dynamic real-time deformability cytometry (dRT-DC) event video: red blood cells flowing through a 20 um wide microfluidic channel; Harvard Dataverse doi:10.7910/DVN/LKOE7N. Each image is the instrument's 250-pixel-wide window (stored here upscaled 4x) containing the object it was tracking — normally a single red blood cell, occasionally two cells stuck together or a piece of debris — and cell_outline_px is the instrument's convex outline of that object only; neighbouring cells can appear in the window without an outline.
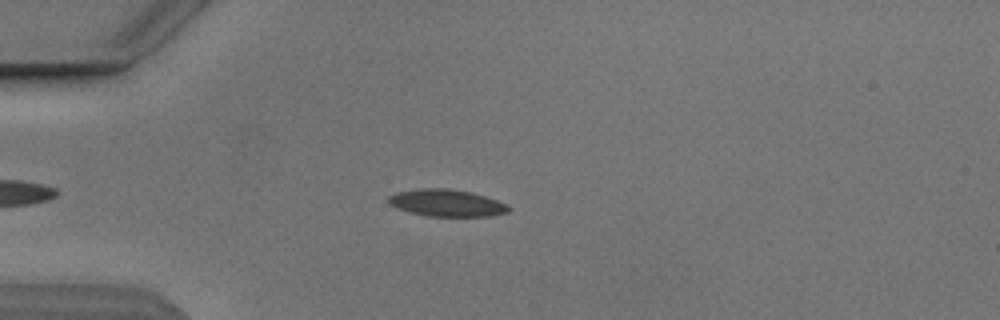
{"species": "Egyptian fruit bat (a non-hibernating species)", "species_latin": "Rousettus aegyptiacus", "temperature_condition": "cold", "stored_images_in_passage": 5, "camera_frame_rate_fps": 3000, "um_per_image_px": 0.085, "animal": {"sex": "male"}, "frame": {"image": 1, "passage_image": 2, "time_ms": 2.333, "image_size_px": [1000, 320], "cell_outline_px": [[512, 208], [508, 212], [492, 216], [428, 216], [408, 212], [396, 208], [388, 204], [388, 196], [396, 192], [420, 188], [444, 188], [472, 192], [508, 204]], "centroid_in_image_um": [37.95, 17.25], "position_along_channel_um": 47.0, "area_um2": 19.07}}
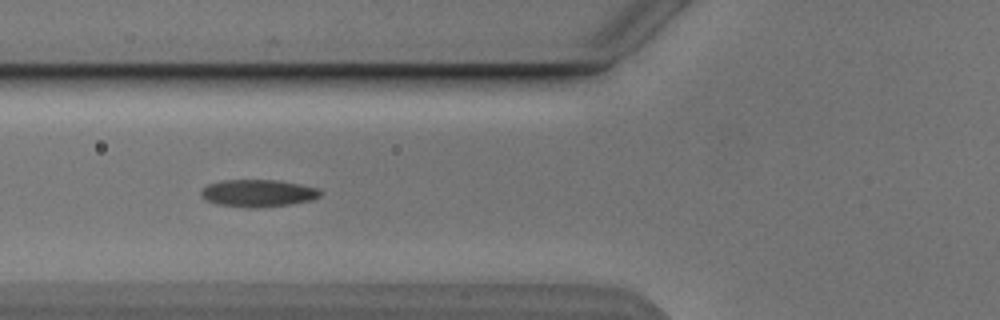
{"frame": {"image": 2, "passage_image": 4, "time_ms": 4.333, "image_size_px": [1000, 320], "cell_outline_px": [[324, 192], [320, 196], [312, 200], [292, 204], [252, 208], [216, 204], [204, 200], [200, 196], [200, 192], [208, 184], [224, 180], [276, 180], [300, 184], [316, 188]], "centroid_in_image_um": [21.93, 16.42], "position_along_channel_um": 103.9, "area_um2": 19.02}}